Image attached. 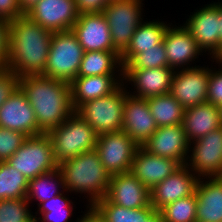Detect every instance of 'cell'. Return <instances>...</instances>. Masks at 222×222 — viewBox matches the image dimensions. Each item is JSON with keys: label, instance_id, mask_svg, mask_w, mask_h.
<instances>
[{"label": "cell", "instance_id": "obj_45", "mask_svg": "<svg viewBox=\"0 0 222 222\" xmlns=\"http://www.w3.org/2000/svg\"><path fill=\"white\" fill-rule=\"evenodd\" d=\"M145 222H163V218L160 214V211H156L150 218Z\"/></svg>", "mask_w": 222, "mask_h": 222}, {"label": "cell", "instance_id": "obj_22", "mask_svg": "<svg viewBox=\"0 0 222 222\" xmlns=\"http://www.w3.org/2000/svg\"><path fill=\"white\" fill-rule=\"evenodd\" d=\"M175 70L170 67H159L142 70H123V83H133L135 91L129 94L149 98L152 96L169 93ZM131 92V93H130Z\"/></svg>", "mask_w": 222, "mask_h": 222}, {"label": "cell", "instance_id": "obj_35", "mask_svg": "<svg viewBox=\"0 0 222 222\" xmlns=\"http://www.w3.org/2000/svg\"><path fill=\"white\" fill-rule=\"evenodd\" d=\"M26 198L0 200V222H35Z\"/></svg>", "mask_w": 222, "mask_h": 222}, {"label": "cell", "instance_id": "obj_34", "mask_svg": "<svg viewBox=\"0 0 222 222\" xmlns=\"http://www.w3.org/2000/svg\"><path fill=\"white\" fill-rule=\"evenodd\" d=\"M159 67H168V59L163 41L154 48L144 49L142 53L137 54L123 70H142Z\"/></svg>", "mask_w": 222, "mask_h": 222}, {"label": "cell", "instance_id": "obj_41", "mask_svg": "<svg viewBox=\"0 0 222 222\" xmlns=\"http://www.w3.org/2000/svg\"><path fill=\"white\" fill-rule=\"evenodd\" d=\"M111 0H75L77 11L79 14L103 12L104 8Z\"/></svg>", "mask_w": 222, "mask_h": 222}, {"label": "cell", "instance_id": "obj_17", "mask_svg": "<svg viewBox=\"0 0 222 222\" xmlns=\"http://www.w3.org/2000/svg\"><path fill=\"white\" fill-rule=\"evenodd\" d=\"M189 142L182 124L158 127L143 144L150 154L178 161L185 165L188 159Z\"/></svg>", "mask_w": 222, "mask_h": 222}, {"label": "cell", "instance_id": "obj_36", "mask_svg": "<svg viewBox=\"0 0 222 222\" xmlns=\"http://www.w3.org/2000/svg\"><path fill=\"white\" fill-rule=\"evenodd\" d=\"M27 137L22 132L0 127V162L7 161L21 147Z\"/></svg>", "mask_w": 222, "mask_h": 222}, {"label": "cell", "instance_id": "obj_16", "mask_svg": "<svg viewBox=\"0 0 222 222\" xmlns=\"http://www.w3.org/2000/svg\"><path fill=\"white\" fill-rule=\"evenodd\" d=\"M72 31L85 52H117L112 44L110 28L102 12L79 14Z\"/></svg>", "mask_w": 222, "mask_h": 222}, {"label": "cell", "instance_id": "obj_31", "mask_svg": "<svg viewBox=\"0 0 222 222\" xmlns=\"http://www.w3.org/2000/svg\"><path fill=\"white\" fill-rule=\"evenodd\" d=\"M64 192H68L66 189L62 193L54 196L47 201H44L38 205V210L35 212V222H69V218L73 216L74 205ZM64 194V195H63ZM72 203V204H71ZM39 211V212H38ZM37 214H39V217ZM80 218H77L76 222H79Z\"/></svg>", "mask_w": 222, "mask_h": 222}, {"label": "cell", "instance_id": "obj_7", "mask_svg": "<svg viewBox=\"0 0 222 222\" xmlns=\"http://www.w3.org/2000/svg\"><path fill=\"white\" fill-rule=\"evenodd\" d=\"M7 162L28 180L58 168L52 141L47 133L28 136Z\"/></svg>", "mask_w": 222, "mask_h": 222}, {"label": "cell", "instance_id": "obj_25", "mask_svg": "<svg viewBox=\"0 0 222 222\" xmlns=\"http://www.w3.org/2000/svg\"><path fill=\"white\" fill-rule=\"evenodd\" d=\"M182 125L189 143L204 137L222 127L219 107L206 102L186 108Z\"/></svg>", "mask_w": 222, "mask_h": 222}, {"label": "cell", "instance_id": "obj_21", "mask_svg": "<svg viewBox=\"0 0 222 222\" xmlns=\"http://www.w3.org/2000/svg\"><path fill=\"white\" fill-rule=\"evenodd\" d=\"M181 166L176 160L150 154L139 146L135 152L130 172L151 190Z\"/></svg>", "mask_w": 222, "mask_h": 222}, {"label": "cell", "instance_id": "obj_23", "mask_svg": "<svg viewBox=\"0 0 222 222\" xmlns=\"http://www.w3.org/2000/svg\"><path fill=\"white\" fill-rule=\"evenodd\" d=\"M123 83V75L76 77L71 83L75 111L83 104L113 93Z\"/></svg>", "mask_w": 222, "mask_h": 222}, {"label": "cell", "instance_id": "obj_29", "mask_svg": "<svg viewBox=\"0 0 222 222\" xmlns=\"http://www.w3.org/2000/svg\"><path fill=\"white\" fill-rule=\"evenodd\" d=\"M92 208L105 222H145L156 212L152 205L138 209H129L111 203L106 197L98 200Z\"/></svg>", "mask_w": 222, "mask_h": 222}, {"label": "cell", "instance_id": "obj_46", "mask_svg": "<svg viewBox=\"0 0 222 222\" xmlns=\"http://www.w3.org/2000/svg\"><path fill=\"white\" fill-rule=\"evenodd\" d=\"M212 59H213V62H216L217 64H222V45L219 51L217 52V54Z\"/></svg>", "mask_w": 222, "mask_h": 222}, {"label": "cell", "instance_id": "obj_4", "mask_svg": "<svg viewBox=\"0 0 222 222\" xmlns=\"http://www.w3.org/2000/svg\"><path fill=\"white\" fill-rule=\"evenodd\" d=\"M47 134L52 141L54 160L58 166L95 150L98 138L95 130L76 112Z\"/></svg>", "mask_w": 222, "mask_h": 222}, {"label": "cell", "instance_id": "obj_32", "mask_svg": "<svg viewBox=\"0 0 222 222\" xmlns=\"http://www.w3.org/2000/svg\"><path fill=\"white\" fill-rule=\"evenodd\" d=\"M29 180L7 161L0 162V200L26 198Z\"/></svg>", "mask_w": 222, "mask_h": 222}, {"label": "cell", "instance_id": "obj_28", "mask_svg": "<svg viewBox=\"0 0 222 222\" xmlns=\"http://www.w3.org/2000/svg\"><path fill=\"white\" fill-rule=\"evenodd\" d=\"M147 102L158 127L183 123L185 108L173 98L170 92L149 97Z\"/></svg>", "mask_w": 222, "mask_h": 222}, {"label": "cell", "instance_id": "obj_43", "mask_svg": "<svg viewBox=\"0 0 222 222\" xmlns=\"http://www.w3.org/2000/svg\"><path fill=\"white\" fill-rule=\"evenodd\" d=\"M40 0H18L20 8L26 14Z\"/></svg>", "mask_w": 222, "mask_h": 222}, {"label": "cell", "instance_id": "obj_18", "mask_svg": "<svg viewBox=\"0 0 222 222\" xmlns=\"http://www.w3.org/2000/svg\"><path fill=\"white\" fill-rule=\"evenodd\" d=\"M175 26L169 25L163 37L168 67L174 70L192 68L190 62L195 61L201 53L203 55V51L184 25Z\"/></svg>", "mask_w": 222, "mask_h": 222}, {"label": "cell", "instance_id": "obj_33", "mask_svg": "<svg viewBox=\"0 0 222 222\" xmlns=\"http://www.w3.org/2000/svg\"><path fill=\"white\" fill-rule=\"evenodd\" d=\"M197 197L192 194L169 203L160 210L163 222H196Z\"/></svg>", "mask_w": 222, "mask_h": 222}, {"label": "cell", "instance_id": "obj_26", "mask_svg": "<svg viewBox=\"0 0 222 222\" xmlns=\"http://www.w3.org/2000/svg\"><path fill=\"white\" fill-rule=\"evenodd\" d=\"M169 25L166 21H143L135 30L127 49L120 55L122 66H126L144 49L154 48L161 43Z\"/></svg>", "mask_w": 222, "mask_h": 222}, {"label": "cell", "instance_id": "obj_5", "mask_svg": "<svg viewBox=\"0 0 222 222\" xmlns=\"http://www.w3.org/2000/svg\"><path fill=\"white\" fill-rule=\"evenodd\" d=\"M84 52L72 30L53 32L42 76L71 83L77 77Z\"/></svg>", "mask_w": 222, "mask_h": 222}, {"label": "cell", "instance_id": "obj_6", "mask_svg": "<svg viewBox=\"0 0 222 222\" xmlns=\"http://www.w3.org/2000/svg\"><path fill=\"white\" fill-rule=\"evenodd\" d=\"M122 83L113 93L83 103L75 112L81 116L97 135L122 130L125 87Z\"/></svg>", "mask_w": 222, "mask_h": 222}, {"label": "cell", "instance_id": "obj_19", "mask_svg": "<svg viewBox=\"0 0 222 222\" xmlns=\"http://www.w3.org/2000/svg\"><path fill=\"white\" fill-rule=\"evenodd\" d=\"M198 179L194 172L182 165L150 190L151 205L160 211L167 204L194 194Z\"/></svg>", "mask_w": 222, "mask_h": 222}, {"label": "cell", "instance_id": "obj_47", "mask_svg": "<svg viewBox=\"0 0 222 222\" xmlns=\"http://www.w3.org/2000/svg\"><path fill=\"white\" fill-rule=\"evenodd\" d=\"M219 111H220V115H221V119H222V104L219 106Z\"/></svg>", "mask_w": 222, "mask_h": 222}, {"label": "cell", "instance_id": "obj_13", "mask_svg": "<svg viewBox=\"0 0 222 222\" xmlns=\"http://www.w3.org/2000/svg\"><path fill=\"white\" fill-rule=\"evenodd\" d=\"M25 15L52 32L72 30L79 13L75 0H40Z\"/></svg>", "mask_w": 222, "mask_h": 222}, {"label": "cell", "instance_id": "obj_10", "mask_svg": "<svg viewBox=\"0 0 222 222\" xmlns=\"http://www.w3.org/2000/svg\"><path fill=\"white\" fill-rule=\"evenodd\" d=\"M139 146L123 130L98 135L95 151L101 163L111 174L130 172Z\"/></svg>", "mask_w": 222, "mask_h": 222}, {"label": "cell", "instance_id": "obj_38", "mask_svg": "<svg viewBox=\"0 0 222 222\" xmlns=\"http://www.w3.org/2000/svg\"><path fill=\"white\" fill-rule=\"evenodd\" d=\"M20 77L8 68L0 70V107L19 87Z\"/></svg>", "mask_w": 222, "mask_h": 222}, {"label": "cell", "instance_id": "obj_39", "mask_svg": "<svg viewBox=\"0 0 222 222\" xmlns=\"http://www.w3.org/2000/svg\"><path fill=\"white\" fill-rule=\"evenodd\" d=\"M18 0H0V18L7 21L15 20L24 16Z\"/></svg>", "mask_w": 222, "mask_h": 222}, {"label": "cell", "instance_id": "obj_11", "mask_svg": "<svg viewBox=\"0 0 222 222\" xmlns=\"http://www.w3.org/2000/svg\"><path fill=\"white\" fill-rule=\"evenodd\" d=\"M210 69L194 66L175 70L170 93L185 109L207 102Z\"/></svg>", "mask_w": 222, "mask_h": 222}, {"label": "cell", "instance_id": "obj_20", "mask_svg": "<svg viewBox=\"0 0 222 222\" xmlns=\"http://www.w3.org/2000/svg\"><path fill=\"white\" fill-rule=\"evenodd\" d=\"M106 198L113 204L129 209L151 206L150 189L131 172L111 176Z\"/></svg>", "mask_w": 222, "mask_h": 222}, {"label": "cell", "instance_id": "obj_14", "mask_svg": "<svg viewBox=\"0 0 222 222\" xmlns=\"http://www.w3.org/2000/svg\"><path fill=\"white\" fill-rule=\"evenodd\" d=\"M157 129L158 126L151 114L147 98L133 96L125 87L122 130L138 146H143Z\"/></svg>", "mask_w": 222, "mask_h": 222}, {"label": "cell", "instance_id": "obj_12", "mask_svg": "<svg viewBox=\"0 0 222 222\" xmlns=\"http://www.w3.org/2000/svg\"><path fill=\"white\" fill-rule=\"evenodd\" d=\"M192 34L199 48L213 58L220 49L218 2L196 10L183 24Z\"/></svg>", "mask_w": 222, "mask_h": 222}, {"label": "cell", "instance_id": "obj_8", "mask_svg": "<svg viewBox=\"0 0 222 222\" xmlns=\"http://www.w3.org/2000/svg\"><path fill=\"white\" fill-rule=\"evenodd\" d=\"M143 0H111L103 15L110 28L114 49L121 55L128 47L135 30L143 22ZM142 17V18H141Z\"/></svg>", "mask_w": 222, "mask_h": 222}, {"label": "cell", "instance_id": "obj_27", "mask_svg": "<svg viewBox=\"0 0 222 222\" xmlns=\"http://www.w3.org/2000/svg\"><path fill=\"white\" fill-rule=\"evenodd\" d=\"M98 75H123V66L118 52H84L77 77Z\"/></svg>", "mask_w": 222, "mask_h": 222}, {"label": "cell", "instance_id": "obj_1", "mask_svg": "<svg viewBox=\"0 0 222 222\" xmlns=\"http://www.w3.org/2000/svg\"><path fill=\"white\" fill-rule=\"evenodd\" d=\"M53 32L27 15L9 22L7 68L19 77L42 75Z\"/></svg>", "mask_w": 222, "mask_h": 222}, {"label": "cell", "instance_id": "obj_15", "mask_svg": "<svg viewBox=\"0 0 222 222\" xmlns=\"http://www.w3.org/2000/svg\"><path fill=\"white\" fill-rule=\"evenodd\" d=\"M0 127L22 132L27 136L43 134L38 128L31 104L19 87L0 107Z\"/></svg>", "mask_w": 222, "mask_h": 222}, {"label": "cell", "instance_id": "obj_30", "mask_svg": "<svg viewBox=\"0 0 222 222\" xmlns=\"http://www.w3.org/2000/svg\"><path fill=\"white\" fill-rule=\"evenodd\" d=\"M61 188L65 189L64 181L61 171L57 168L30 179L26 199L29 203L34 199L40 204L63 192Z\"/></svg>", "mask_w": 222, "mask_h": 222}, {"label": "cell", "instance_id": "obj_44", "mask_svg": "<svg viewBox=\"0 0 222 222\" xmlns=\"http://www.w3.org/2000/svg\"><path fill=\"white\" fill-rule=\"evenodd\" d=\"M218 13H219V32H220V47L222 45V2L218 0Z\"/></svg>", "mask_w": 222, "mask_h": 222}, {"label": "cell", "instance_id": "obj_40", "mask_svg": "<svg viewBox=\"0 0 222 222\" xmlns=\"http://www.w3.org/2000/svg\"><path fill=\"white\" fill-rule=\"evenodd\" d=\"M9 21L0 18V70L7 68Z\"/></svg>", "mask_w": 222, "mask_h": 222}, {"label": "cell", "instance_id": "obj_2", "mask_svg": "<svg viewBox=\"0 0 222 222\" xmlns=\"http://www.w3.org/2000/svg\"><path fill=\"white\" fill-rule=\"evenodd\" d=\"M19 88L31 104L38 128L43 133L58 127L75 112L69 82L27 75L20 77Z\"/></svg>", "mask_w": 222, "mask_h": 222}, {"label": "cell", "instance_id": "obj_24", "mask_svg": "<svg viewBox=\"0 0 222 222\" xmlns=\"http://www.w3.org/2000/svg\"><path fill=\"white\" fill-rule=\"evenodd\" d=\"M195 194L196 222H222V177L199 178Z\"/></svg>", "mask_w": 222, "mask_h": 222}, {"label": "cell", "instance_id": "obj_42", "mask_svg": "<svg viewBox=\"0 0 222 222\" xmlns=\"http://www.w3.org/2000/svg\"><path fill=\"white\" fill-rule=\"evenodd\" d=\"M87 212L80 217L79 222H105L102 217L92 208L87 206Z\"/></svg>", "mask_w": 222, "mask_h": 222}, {"label": "cell", "instance_id": "obj_3", "mask_svg": "<svg viewBox=\"0 0 222 222\" xmlns=\"http://www.w3.org/2000/svg\"><path fill=\"white\" fill-rule=\"evenodd\" d=\"M58 168L62 173L65 189L87 195L85 198H89L88 207L106 197L112 175L105 169L95 150L66 160Z\"/></svg>", "mask_w": 222, "mask_h": 222}, {"label": "cell", "instance_id": "obj_9", "mask_svg": "<svg viewBox=\"0 0 222 222\" xmlns=\"http://www.w3.org/2000/svg\"><path fill=\"white\" fill-rule=\"evenodd\" d=\"M185 165L199 178L222 177V127L189 144Z\"/></svg>", "mask_w": 222, "mask_h": 222}, {"label": "cell", "instance_id": "obj_37", "mask_svg": "<svg viewBox=\"0 0 222 222\" xmlns=\"http://www.w3.org/2000/svg\"><path fill=\"white\" fill-rule=\"evenodd\" d=\"M219 65L221 69H210L207 89V103L218 107L222 104V64Z\"/></svg>", "mask_w": 222, "mask_h": 222}]
</instances>
